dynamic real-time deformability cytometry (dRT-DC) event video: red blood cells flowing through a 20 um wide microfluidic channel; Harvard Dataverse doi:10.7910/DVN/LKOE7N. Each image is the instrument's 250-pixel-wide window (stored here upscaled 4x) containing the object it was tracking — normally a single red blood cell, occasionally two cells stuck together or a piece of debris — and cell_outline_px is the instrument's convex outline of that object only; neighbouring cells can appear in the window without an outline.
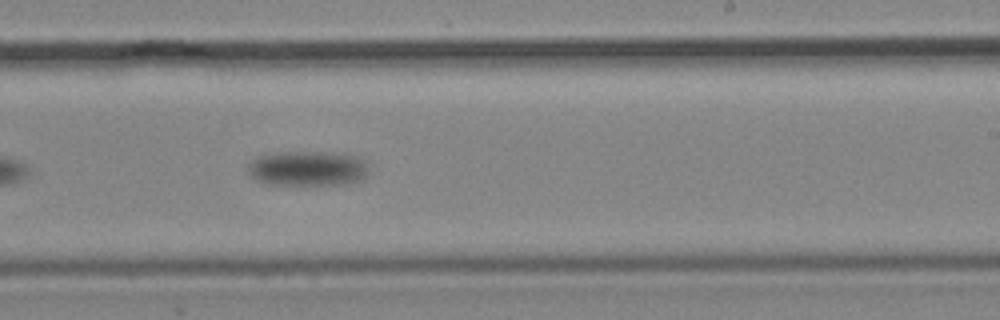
{"species": "common noctule bat (a hibernating species)", "species_latin": "Nyctalus noctula", "temperature_condition": "cold", "stored_images_in_passage": 19, "camera_frame_rate_fps": 3000, "um_per_image_px": 0.085, "animal": {"sex": "male", "body_mass_g": 19.2, "forearm_length_mm": 51.8}, "frame": {"image": 1, "passage_image": 19, "time_ms": 23.0, "image_size_px": [1000, 320], "cell_outline_px": [[368, 168], [364, 180], [348, 184], [268, 184], [252, 176], [248, 172], [248, 164], [256, 156], [276, 152], [332, 152], [356, 156], [364, 160], [368, 164]], "centroid_in_image_um": [26.19, 14.3], "position_along_channel_um": 262.8, "area_um2": 24.74}}